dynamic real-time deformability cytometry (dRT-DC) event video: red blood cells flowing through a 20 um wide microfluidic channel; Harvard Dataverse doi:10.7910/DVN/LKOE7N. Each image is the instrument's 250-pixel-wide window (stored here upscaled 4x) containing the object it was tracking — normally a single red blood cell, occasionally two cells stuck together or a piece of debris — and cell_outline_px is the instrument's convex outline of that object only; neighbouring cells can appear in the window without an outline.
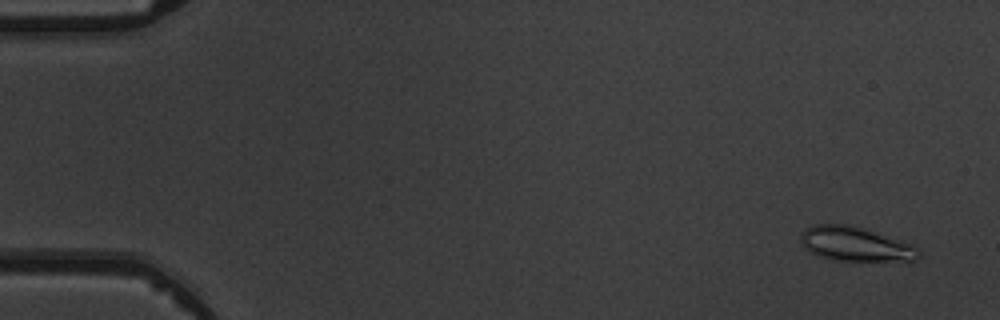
{"species": "common noctule bat (a hibernating species)", "species_latin": "Nyctalus noctula", "temperature_condition": "warm", "stored_images_in_passage": 7, "camera_frame_rate_fps": 3000, "um_per_image_px": 0.085, "animal": {"sex": "male", "body_mass_g": 19.5, "forearm_length_mm": 54.6}, "frame": {"image": 1, "passage_image": 1, "time_ms": 0.0, "image_size_px": [1000, 320], "cell_outline_px": [[920, 256], [916, 260], [832, 260], [816, 256], [808, 252], [804, 248], [800, 240], [800, 232], [816, 224], [852, 224], [912, 244], [920, 252]], "centroid_in_image_um": [72.65, 20.74], "position_along_channel_um": 12.4, "area_um2": 23.64}}
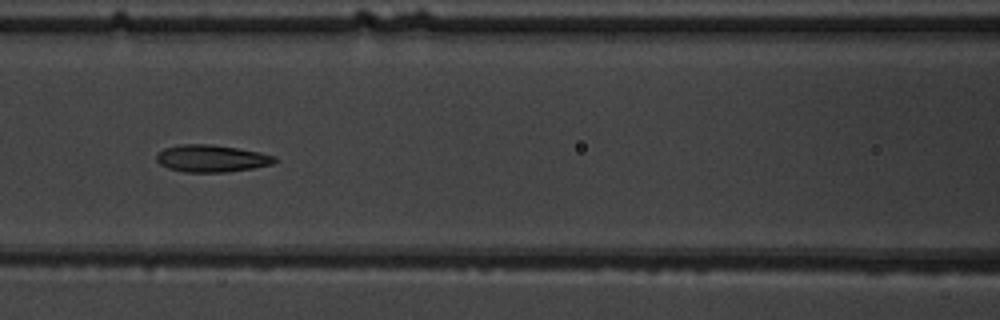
{"frame": {"image": 2, "passage_image": 7, "time_ms": 7.0, "image_size_px": [1000, 320], "cell_outline_px": [[276, 160], [272, 164], [252, 168], [228, 172], [184, 172], [168, 168], [160, 164], [156, 160], [156, 156], [164, 148], [180, 144], [212, 144], [260, 152], [276, 156]], "centroid_in_image_um": [17.97, 13.47], "position_along_channel_um": 148.6, "area_um2": 18.67}}